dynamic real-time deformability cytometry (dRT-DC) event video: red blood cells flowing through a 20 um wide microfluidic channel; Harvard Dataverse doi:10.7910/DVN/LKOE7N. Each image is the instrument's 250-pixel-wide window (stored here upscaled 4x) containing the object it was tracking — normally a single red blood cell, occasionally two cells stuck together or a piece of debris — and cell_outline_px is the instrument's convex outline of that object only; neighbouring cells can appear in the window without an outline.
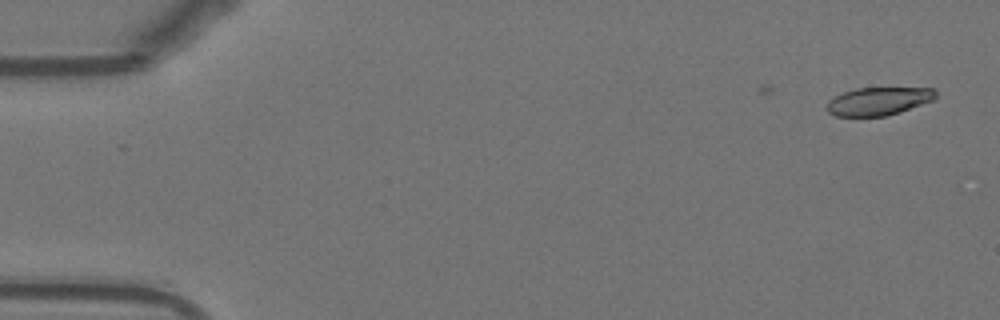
{"species": "Egyptian fruit bat (a non-hibernating species)", "species_latin": "Rousettus aegyptiacus", "temperature_condition": "warm", "stored_images_in_passage": 9, "camera_frame_rate_fps": 3000, "um_per_image_px": 0.085, "animal": {"sex": "female"}, "frame": {"image": 1, "passage_image": 1, "time_ms": 0.0, "image_size_px": [1000, 320], "cell_outline_px": [[936, 100], [900, 112], [884, 116], [836, 116], [828, 112], [828, 100], [844, 92], [856, 88], [936, 88]], "centroid_in_image_um": [74.73, 8.6], "position_along_channel_um": 10.3, "area_um2": 17.8}}